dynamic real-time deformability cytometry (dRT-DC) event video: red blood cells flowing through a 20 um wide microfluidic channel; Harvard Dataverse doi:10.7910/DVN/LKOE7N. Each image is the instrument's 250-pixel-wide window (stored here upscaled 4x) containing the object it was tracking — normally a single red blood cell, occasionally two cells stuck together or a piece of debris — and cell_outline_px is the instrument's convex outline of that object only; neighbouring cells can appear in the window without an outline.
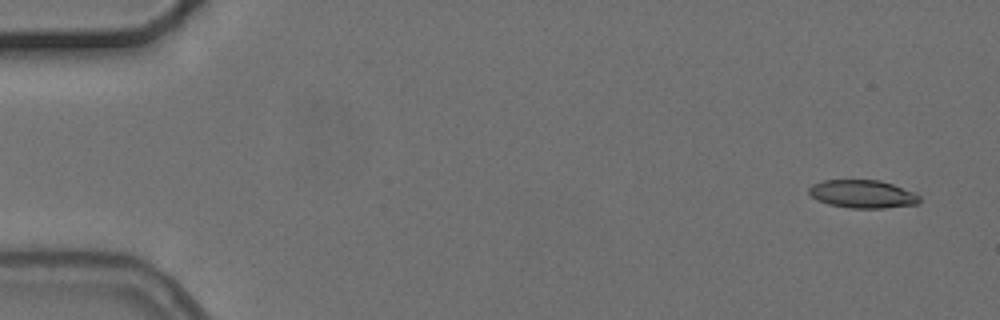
{"species": "common noctule bat (a hibernating species)", "species_latin": "Nyctalus noctula", "temperature_condition": "cold", "stored_images_in_passage": 5, "camera_frame_rate_fps": 3000, "um_per_image_px": 0.085, "animal": {"sex": "female", "body_mass_g": 24.6, "forearm_length_mm": 56.2}, "frame": {"image": 1, "passage_image": 1, "time_ms": 0.0, "image_size_px": [1000, 320], "cell_outline_px": [[920, 200], [916, 204], [884, 208], [848, 208], [828, 204], [812, 196], [808, 192], [808, 188], [812, 184], [824, 180], [880, 180], [916, 192], [920, 196]], "centroid_in_image_um": [73.33, 16.49], "position_along_channel_um": 11.7, "area_um2": 18.09}}
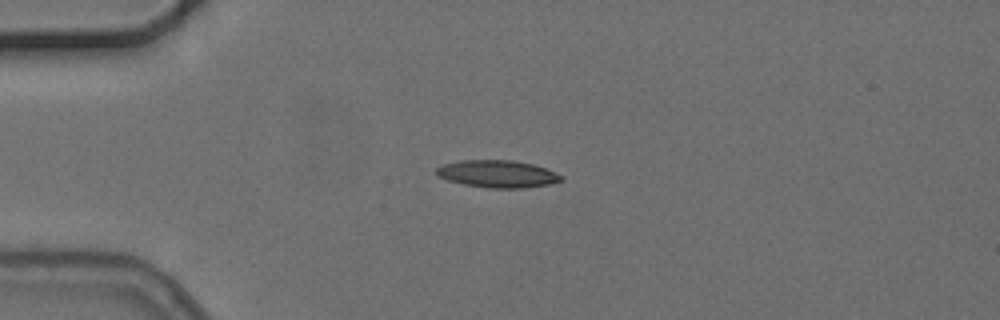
{"frame": {"image": 2, "passage_image": 4, "time_ms": 3.667, "image_size_px": [1000, 320], "cell_outline_px": [[564, 180], [548, 184], [524, 188], [488, 188], [464, 184], [448, 180], [436, 176], [436, 168], [444, 164], [460, 160], [512, 160], [532, 164], [544, 168], [564, 176]], "centroid_in_image_um": [42.28, 14.78], "position_along_channel_um": 42.7, "area_um2": 19.83}}